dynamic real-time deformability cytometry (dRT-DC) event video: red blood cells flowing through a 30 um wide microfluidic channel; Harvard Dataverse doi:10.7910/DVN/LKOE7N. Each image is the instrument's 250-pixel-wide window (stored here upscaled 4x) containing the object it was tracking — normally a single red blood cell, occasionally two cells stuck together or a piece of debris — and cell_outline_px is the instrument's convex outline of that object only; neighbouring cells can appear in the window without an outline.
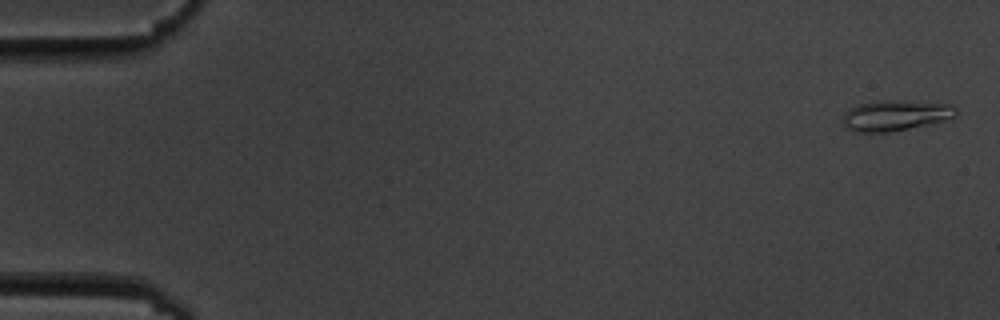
{"species": "common noctule bat (a hibernating species)", "species_latin": "Nyctalus noctula", "temperature_condition": "cold", "stored_images_in_passage": 5, "camera_frame_rate_fps": 3000, "um_per_image_px": 0.085, "animal": {"sex": "male", "body_mass_g": 19.5, "forearm_length_mm": 54.6}, "frame": {"image": 1, "passage_image": 1, "time_ms": 0.0, "image_size_px": [1000, 320], "cell_outline_px": [[956, 116], [944, 120], [928, 124], [888, 132], [852, 132], [844, 128], [844, 112], [848, 108], [860, 104], [876, 100], [892, 100], [952, 104], [956, 108]], "centroid_in_image_um": [76.06, 9.81], "position_along_channel_um": 8.9, "area_um2": 20.17}}